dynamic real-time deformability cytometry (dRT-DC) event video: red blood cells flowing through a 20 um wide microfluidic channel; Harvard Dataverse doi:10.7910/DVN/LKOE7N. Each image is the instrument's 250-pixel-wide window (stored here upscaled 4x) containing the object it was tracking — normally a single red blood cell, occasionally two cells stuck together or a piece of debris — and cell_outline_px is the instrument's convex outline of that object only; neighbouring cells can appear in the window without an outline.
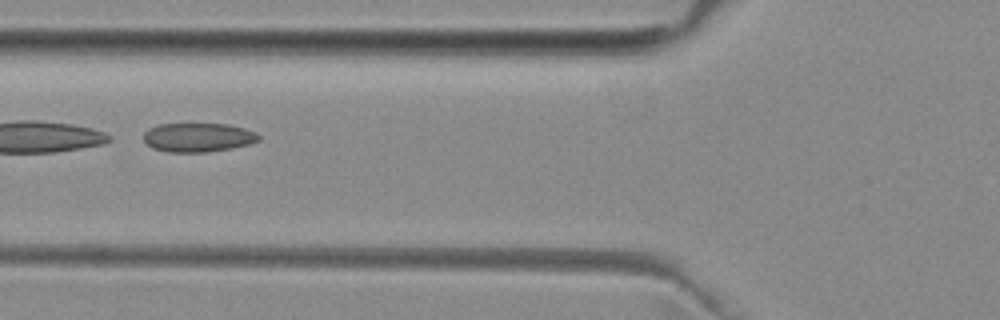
{"species": "common noctule bat (a hibernating species)", "species_latin": "Nyctalus noctula", "temperature_condition": "room temperature", "stored_images_in_passage": 50, "camera_frame_rate_fps": 3000, "um_per_image_px": 0.085, "animal": {"sex": "female", "body_mass_g": 29.2, "forearm_length_mm": 56.3}, "frame": {"image": 1, "passage_image": 19, "time_ms": 6.0, "image_size_px": [1000, 320], "cell_outline_px": [[260, 140], [248, 144], [232, 148], [208, 152], [168, 152], [152, 148], [144, 140], [144, 132], [148, 128], [160, 124], [228, 124], [244, 128], [256, 132], [260, 136]], "centroid_in_image_um": [16.84, 11.68], "position_along_channel_um": 109.0, "area_um2": 19.48}}
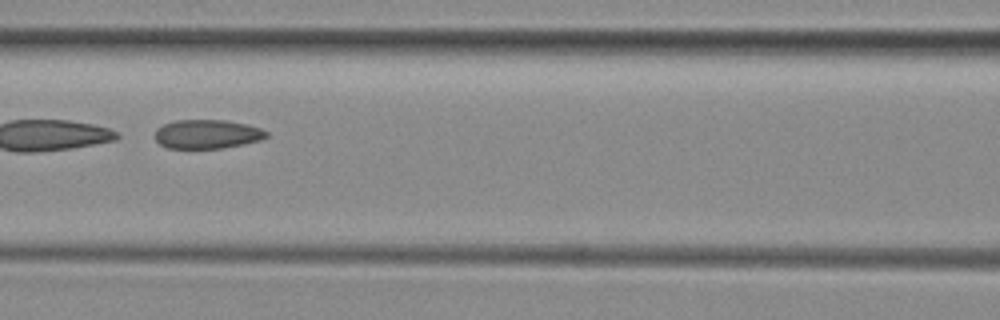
{"frame": {"image": 2, "passage_image": 22, "time_ms": 7.0, "image_size_px": [1000, 320], "cell_outline_px": [[268, 136], [260, 140], [244, 144], [224, 148], [168, 148], [160, 144], [156, 140], [156, 128], [164, 124], [176, 120], [224, 120], [248, 124], [260, 128], [268, 132]], "centroid_in_image_um": [17.63, 11.4], "position_along_channel_um": 149.0, "area_um2": 18.84}}